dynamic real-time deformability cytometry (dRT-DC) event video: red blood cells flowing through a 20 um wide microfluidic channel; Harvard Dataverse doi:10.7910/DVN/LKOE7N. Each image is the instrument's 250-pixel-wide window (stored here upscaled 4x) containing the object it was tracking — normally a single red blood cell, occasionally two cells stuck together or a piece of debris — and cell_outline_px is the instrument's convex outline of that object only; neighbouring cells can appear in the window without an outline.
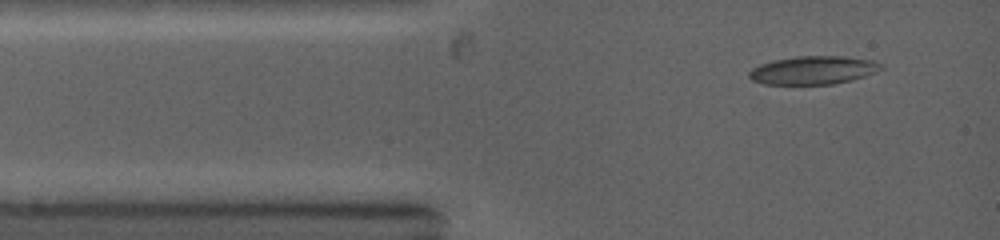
{"species": "common noctule bat (a hibernating species)", "species_latin": "Nyctalus noctula", "temperature_condition": "warm", "stored_images_in_passage": 7, "camera_frame_rate_fps": 5000, "um_per_image_px": 0.085, "animal": {"sex": "female", "body_mass_g": 19.0, "forearm_length_mm": 53.3}, "frame": {"image": 1, "passage_image": 1, "time_ms": 0.0, "image_size_px": [1000, 240], "cell_outline_px": [[884, 68], [876, 72], [852, 80], [836, 84], [764, 84], [752, 80], [748, 76], [748, 72], [752, 68], [760, 64], [772, 60], [796, 56], [844, 56], [872, 60], [884, 64]], "centroid_in_image_um": [69.14, 5.96], "position_along_channel_um": 15.9, "area_um2": 21.96}}
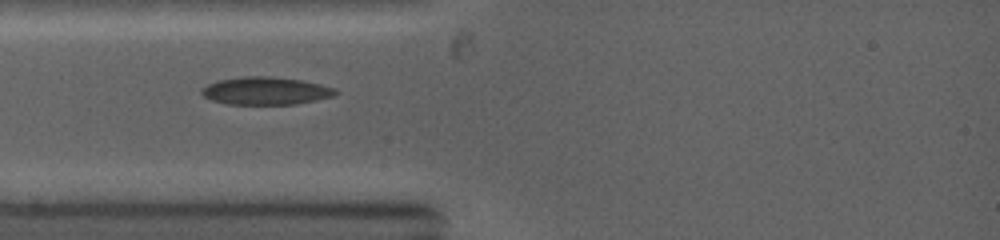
{"frame": {"image": 2, "passage_image": 3, "time_ms": 1.8, "image_size_px": [1000, 240], "cell_outline_px": [[340, 92], [332, 96], [316, 100], [296, 104], [224, 104], [212, 100], [204, 96], [200, 92], [200, 88], [216, 80], [244, 76], [268, 76], [300, 80], [320, 84], [336, 88]], "centroid_in_image_um": [22.56, 7.72], "position_along_channel_um": 62.4, "area_um2": 21.73}}